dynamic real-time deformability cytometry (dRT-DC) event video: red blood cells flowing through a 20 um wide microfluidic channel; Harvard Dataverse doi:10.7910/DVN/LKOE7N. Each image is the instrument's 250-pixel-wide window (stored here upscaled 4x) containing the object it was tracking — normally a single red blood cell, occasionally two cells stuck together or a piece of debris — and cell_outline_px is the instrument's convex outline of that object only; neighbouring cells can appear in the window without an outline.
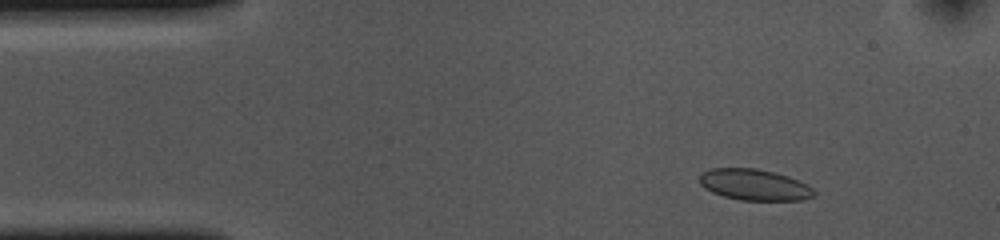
{"species": "common noctule bat (a hibernating species)", "species_latin": "Nyctalus noctula", "temperature_condition": "cold", "stored_images_in_passage": 53, "camera_frame_rate_fps": 3000, "um_per_image_px": 0.085, "animal": {"sex": "female", "body_mass_g": 10.0, "forearm_length_mm": 53.1}, "frame": {"image": 1, "passage_image": 6, "time_ms": 1.667, "image_size_px": [1000, 240], "cell_outline_px": [[816, 192], [812, 196], [804, 200], [740, 200], [724, 196], [712, 192], [704, 188], [700, 184], [700, 172], [712, 168], [756, 168], [788, 176], [808, 184]], "centroid_in_image_um": [64.11, 15.7], "position_along_channel_um": 20.9, "area_um2": 20.81}}
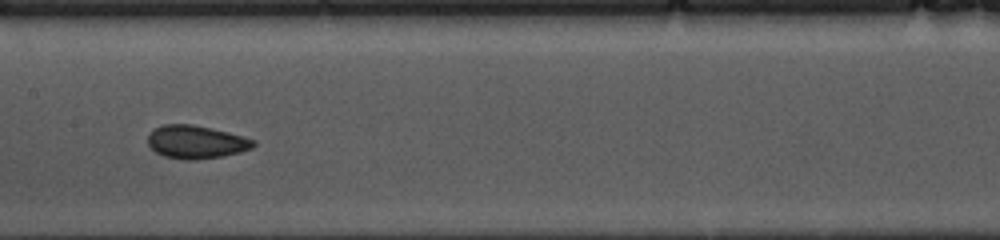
{"frame": {"image": 2, "passage_image": 25, "time_ms": 8.0, "image_size_px": [1000, 240], "cell_outline_px": [[256, 144], [252, 148], [240, 152], [224, 156], [196, 160], [188, 160], [164, 156], [156, 152], [148, 144], [148, 136], [156, 128], [164, 124], [192, 124], [228, 132], [256, 140]], "centroid_in_image_um": [16.7, 12.07], "position_along_channel_um": 190.7, "area_um2": 20.29}}
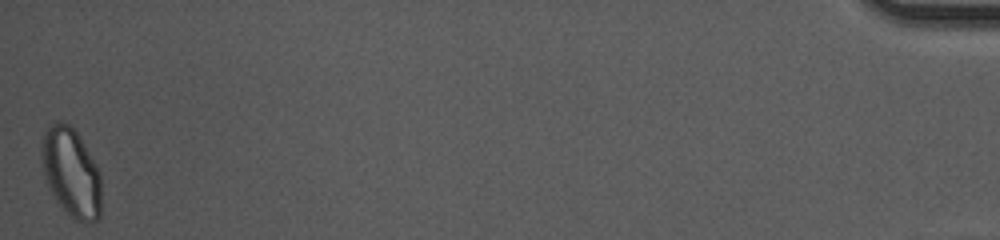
{"frame": {"image": 3, "passage_image": 53, "time_ms": 17.333, "image_size_px": [1000, 240], "cell_outline_px": [[100, 216], [92, 224], [84, 224], [72, 220], [64, 212], [48, 188], [40, 160], [40, 152], [44, 132], [48, 124], [56, 120], [60, 120], [68, 124], [76, 132], [96, 164], [100, 172]], "centroid_in_image_um": [6.02, 14.7], "position_along_channel_um": 429.2, "area_um2": 31.56}, "authors_computed_cell_mechanics": {"area_um2": 20.6346, "velocity_mm_per_s": 3.6433, "shape_relaxation_time_tau1_ms": 3.8005, "shape_relaxation_time_tau2_ms": 1.3414, "deformation_change_tau1": 0.0834, "deformation_change_tau2": 0.0514}}